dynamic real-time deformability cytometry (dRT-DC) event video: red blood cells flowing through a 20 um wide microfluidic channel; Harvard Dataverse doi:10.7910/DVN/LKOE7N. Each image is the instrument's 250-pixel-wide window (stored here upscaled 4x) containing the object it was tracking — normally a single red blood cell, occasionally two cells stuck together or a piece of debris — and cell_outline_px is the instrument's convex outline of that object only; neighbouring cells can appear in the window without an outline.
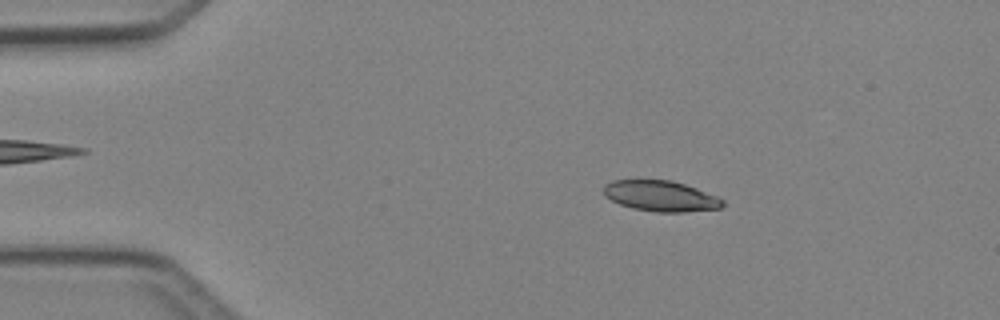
{"species": "Egyptian fruit bat (a non-hibernating species)", "species_latin": "Rousettus aegyptiacus", "temperature_condition": "cold", "stored_images_in_passage": 5, "camera_frame_rate_fps": 3000, "um_per_image_px": 0.085, "animal": {"sex": "female"}, "frame": {"image": 1, "passage_image": 2, "time_ms": 1.333, "image_size_px": [1000, 320], "cell_outline_px": [[724, 204], [720, 208], [684, 212], [656, 212], [632, 208], [620, 204], [604, 196], [604, 184], [612, 180], [672, 180], [696, 188], [716, 196], [724, 200]], "centroid_in_image_um": [56.14, 16.66], "position_along_channel_um": 28.9, "area_um2": 21.21}}
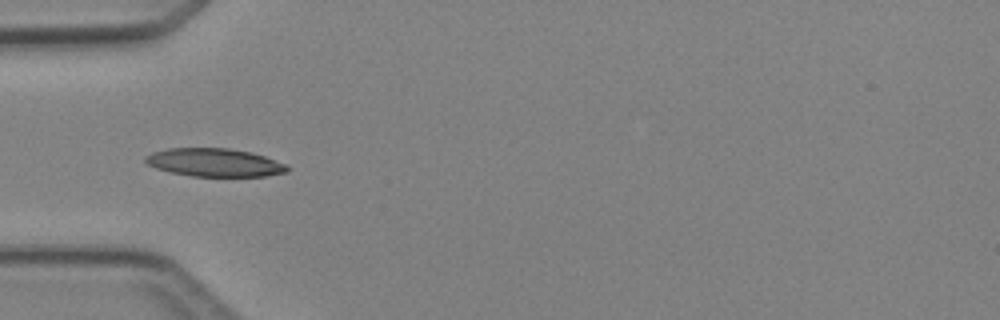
{"frame": {"image": 2, "passage_image": 4, "time_ms": 3.667, "image_size_px": [1000, 320], "cell_outline_px": [[288, 172], [264, 176], [192, 176], [168, 172], [156, 168], [148, 164], [144, 160], [144, 156], [152, 152], [168, 148], [228, 148], [252, 152], [264, 156], [284, 164], [288, 168]], "centroid_in_image_um": [18.18, 13.81], "position_along_channel_um": 66.8, "area_um2": 23.24}}
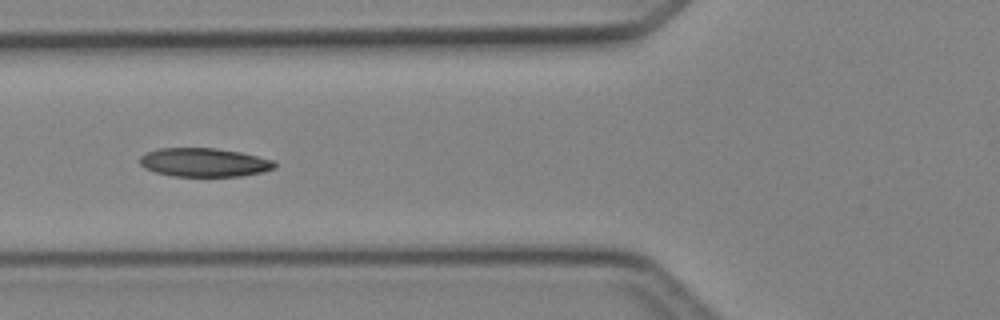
{"frame": {"image": 3, "passage_image": 5, "time_ms": 4.667, "image_size_px": [1000, 320], "cell_outline_px": [[276, 168], [264, 172], [240, 176], [172, 176], [156, 172], [144, 168], [140, 164], [140, 156], [148, 152], [160, 148], [216, 148], [240, 152], [272, 160], [276, 164]], "centroid_in_image_um": [17.36, 13.81], "position_along_channel_um": 108.4, "area_um2": 22.48}}